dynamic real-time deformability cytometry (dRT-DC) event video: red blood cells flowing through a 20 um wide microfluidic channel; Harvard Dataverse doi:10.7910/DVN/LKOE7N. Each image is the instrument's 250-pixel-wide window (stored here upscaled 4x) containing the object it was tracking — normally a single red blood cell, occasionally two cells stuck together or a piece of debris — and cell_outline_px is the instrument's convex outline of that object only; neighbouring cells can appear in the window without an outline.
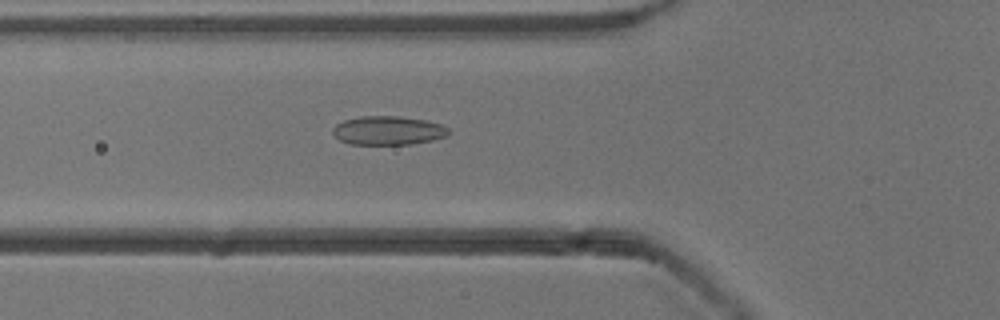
{"species": "common noctule bat (a hibernating species)", "species_latin": "Nyctalus noctula", "temperature_condition": "cold", "stored_images_in_passage": 53, "camera_frame_rate_fps": 3000, "um_per_image_px": 0.085, "animal": {"sex": "male", "body_mass_g": 13.3}, "frame": {"image": 1, "passage_image": 19, "time_ms": 6.0, "image_size_px": [1000, 320], "cell_outline_px": [[448, 136], [432, 140], [408, 144], [348, 144], [340, 140], [332, 132], [332, 128], [336, 124], [344, 120], [360, 116], [400, 116], [424, 120], [440, 124], [448, 128]], "centroid_in_image_um": [32.96, 11.09], "position_along_channel_um": 92.8, "area_um2": 19.36}}
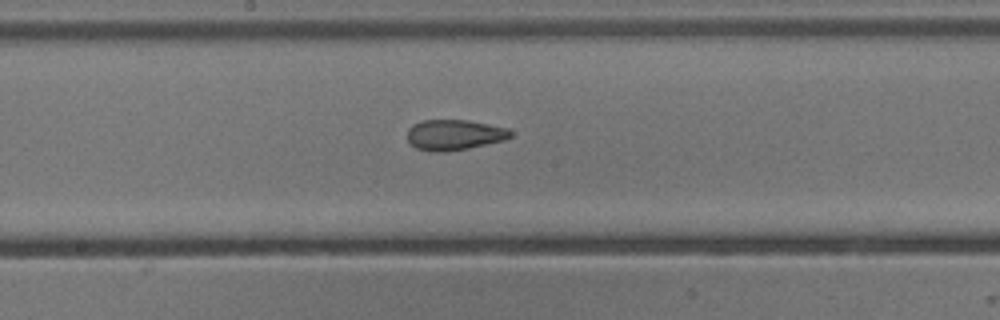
{"frame": {"image": 2, "passage_image": 28, "time_ms": 9.0, "image_size_px": [1000, 320], "cell_outline_px": [[512, 136], [504, 140], [464, 148], [440, 152], [432, 152], [416, 148], [408, 140], [408, 128], [412, 124], [420, 120], [468, 120], [508, 128], [512, 132]], "centroid_in_image_um": [38.58, 11.44], "position_along_channel_um": 209.6, "area_um2": 18.15}}
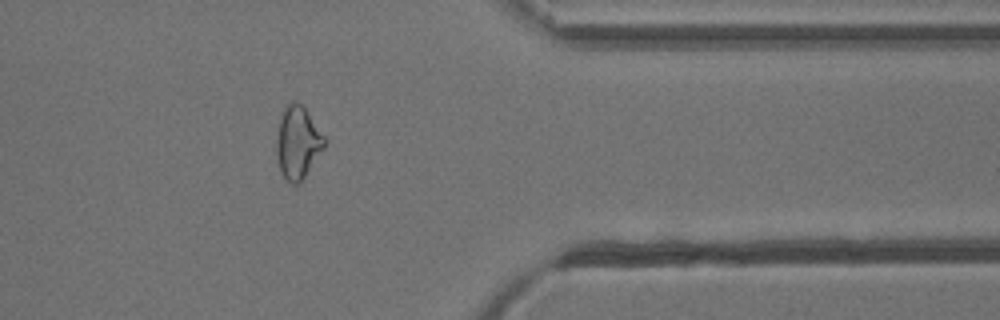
{"frame": {"image": 3, "passage_image": 43, "time_ms": 14.0, "image_size_px": [1000, 320], "cell_outline_px": [[328, 140], [324, 148], [300, 184], [292, 184], [280, 172], [276, 156], [276, 140], [280, 120], [284, 104], [292, 100], [296, 100], [304, 108]], "centroid_in_image_um": [25.31, 12.11], "position_along_channel_um": 386.1, "area_um2": 20.46}, "authors_computed_cell_mechanics": {"area_um2": 20.1722, "velocity_mm_per_s": 3.8532, "shape_relaxation_time_tau1_ms": null, "shape_relaxation_time_tau2_ms": 2.0539, "deformation_change_tau1": null, "deformation_change_tau2": 0.0812}}